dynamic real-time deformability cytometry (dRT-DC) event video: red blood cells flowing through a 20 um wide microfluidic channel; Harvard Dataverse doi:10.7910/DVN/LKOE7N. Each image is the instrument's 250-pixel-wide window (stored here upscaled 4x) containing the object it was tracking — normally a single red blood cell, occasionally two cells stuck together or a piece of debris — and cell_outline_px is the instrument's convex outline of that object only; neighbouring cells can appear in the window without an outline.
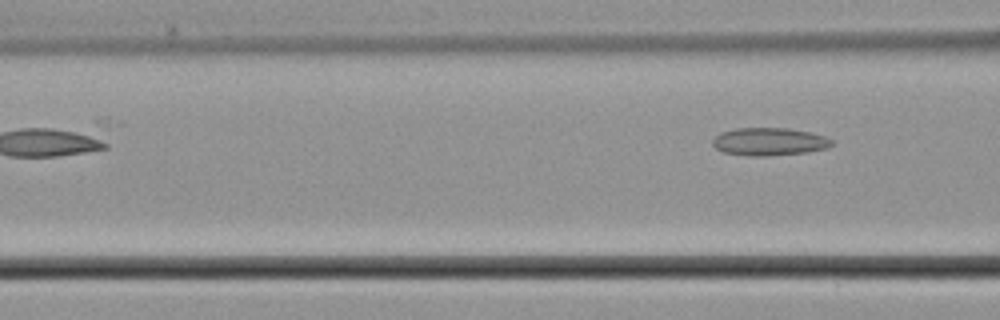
{"species": "common noctule bat (a hibernating species)", "species_latin": "Nyctalus noctula", "temperature_condition": "cold", "stored_images_in_passage": 6, "segment_of_instrument_passage": [2, 2], "camera_frame_rate_fps": 3000, "um_per_image_px": 0.085, "animal": {"sex": "male", "body_mass_g": 21.5, "forearm_length_mm": 52.0}, "frame": {"image": 1, "passage_image": 6, "time_ms": 7.0, "image_size_px": [1000, 320], "cell_outline_px": [[832, 144], [828, 148], [808, 152], [768, 156], [748, 156], [724, 152], [716, 148], [712, 144], [712, 140], [720, 132], [736, 128], [788, 128], [808, 132], [824, 136], [832, 140]], "centroid_in_image_um": [65.37, 12.04], "position_along_channel_um": 101.2, "area_um2": 19.31}}